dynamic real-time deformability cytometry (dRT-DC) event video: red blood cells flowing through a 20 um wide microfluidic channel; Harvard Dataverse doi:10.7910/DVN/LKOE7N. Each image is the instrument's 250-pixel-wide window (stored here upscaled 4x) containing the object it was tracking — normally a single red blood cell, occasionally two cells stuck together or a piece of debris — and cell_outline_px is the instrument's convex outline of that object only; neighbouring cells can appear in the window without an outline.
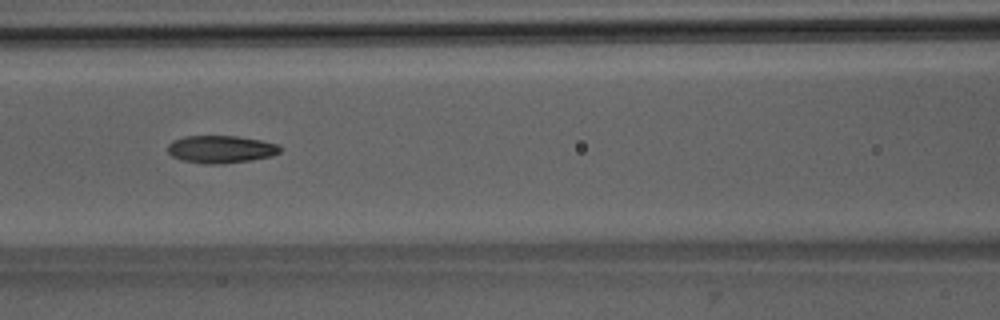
{"species": "Egyptian fruit bat (a non-hibernating species)", "species_latin": "Rousettus aegyptiacus", "temperature_condition": "room temperature", "stored_images_in_passage": 52, "camera_frame_rate_fps": 3000, "um_per_image_px": 0.085, "animal": {"sex": "male"}, "frame": {"image": 1, "passage_image": 23, "time_ms": 7.333, "image_size_px": [1000, 320], "cell_outline_px": [[284, 148], [280, 152], [272, 156], [252, 160], [224, 164], [204, 164], [180, 160], [172, 156], [168, 152], [168, 144], [172, 140], [184, 136], [236, 136], [260, 140], [280, 144]], "centroid_in_image_um": [18.8, 12.69], "position_along_channel_um": 147.8, "area_um2": 18.38}, "authors_computed_cell_mechanics": {"area_um2": 18.207, "velocity_mm_per_s": 4.0198, "shape_relaxation_time_tau1_ms": 4.7477, "shape_relaxation_time_tau2_ms": 2.3233, "deformation_change_tau1": 0.1774, "deformation_change_tau2": 0.0851}}